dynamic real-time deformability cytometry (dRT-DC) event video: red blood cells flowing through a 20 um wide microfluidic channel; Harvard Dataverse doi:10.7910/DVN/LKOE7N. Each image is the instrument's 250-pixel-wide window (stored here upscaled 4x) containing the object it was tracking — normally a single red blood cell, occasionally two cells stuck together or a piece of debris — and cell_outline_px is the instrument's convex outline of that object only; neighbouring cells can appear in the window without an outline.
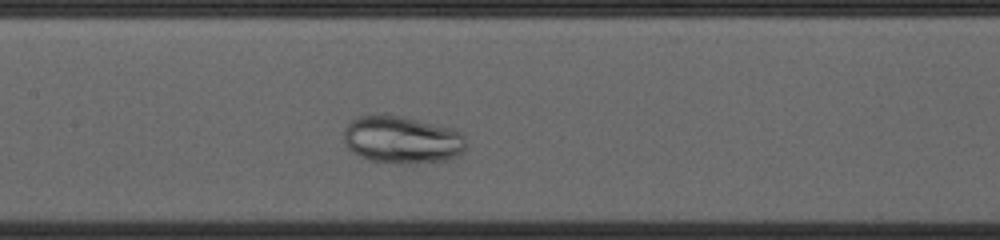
{"species": "common noctule bat (a hibernating species)", "species_latin": "Nyctalus noctula", "temperature_condition": "cold", "stored_images_in_passage": 33, "camera_frame_rate_fps": 3000, "um_per_image_px": 0.085, "animal": {"sex": "female", "body_mass_g": 23.0, "forearm_length_mm": 53.4}, "frame": {"image": 1, "passage_image": 14, "time_ms": 4.333, "image_size_px": [1000, 240], "cell_outline_px": [[464, 148], [456, 156], [444, 160], [412, 164], [396, 164], [372, 160], [360, 156], [352, 152], [344, 144], [344, 128], [352, 120], [360, 116], [400, 116], [452, 128], [460, 132], [464, 136]], "centroid_in_image_um": [34.14, 11.9], "position_along_channel_um": 173.3, "area_um2": 33.41}}
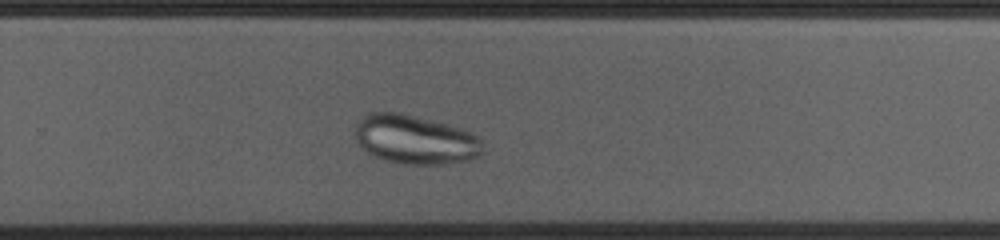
{"frame": {"image": 2, "passage_image": 24, "time_ms": 7.667, "image_size_px": [1000, 240], "cell_outline_px": [[480, 152], [476, 156], [468, 160], [444, 164], [400, 164], [384, 160], [368, 152], [356, 140], [356, 124], [364, 116], [372, 112], [400, 112], [464, 128], [472, 132], [480, 140]], "centroid_in_image_um": [35.28, 11.85], "position_along_channel_um": 294.5, "area_um2": 36.18}}
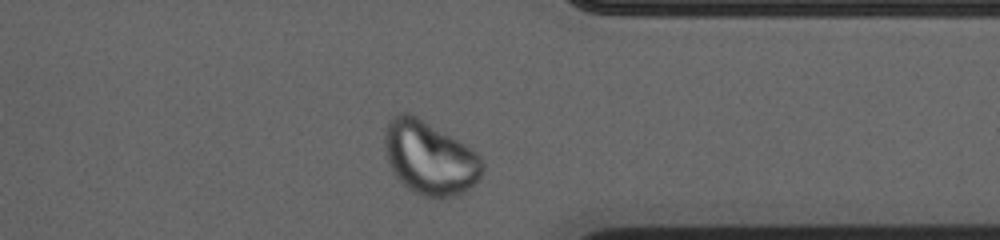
{"frame": {"image": 3, "passage_image": 31, "time_ms": 10.0, "image_size_px": [1000, 240], "cell_outline_px": [[484, 172], [472, 188], [456, 196], [440, 200], [420, 196], [412, 192], [396, 176], [388, 164], [384, 148], [384, 128], [388, 120], [392, 116], [400, 112], [408, 112], [416, 116], [464, 144], [476, 152], [480, 156], [484, 164]], "centroid_in_image_um": [36.51, 13.46], "position_along_channel_um": 374.9, "area_um2": 42.48}}